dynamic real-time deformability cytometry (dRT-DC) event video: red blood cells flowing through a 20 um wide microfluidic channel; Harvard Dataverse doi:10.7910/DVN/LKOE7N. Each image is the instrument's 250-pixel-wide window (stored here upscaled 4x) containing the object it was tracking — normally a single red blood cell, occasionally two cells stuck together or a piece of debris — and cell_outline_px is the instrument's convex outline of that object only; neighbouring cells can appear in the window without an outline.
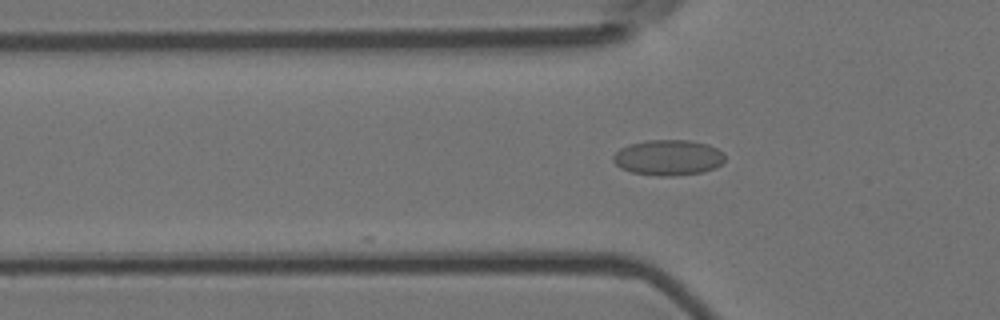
{"species": "Egyptian fruit bat (a non-hibernating species)", "species_latin": "Rousettus aegyptiacus", "temperature_condition": "room temperature", "stored_images_in_passage": 4, "camera_frame_rate_fps": 3000, "um_per_image_px": 0.085, "animal": {"sex": "female"}, "frame": {"image": 1, "passage_image": 4, "time_ms": 1.0, "image_size_px": [1000, 320], "cell_outline_px": [[724, 160], [720, 164], [704, 172], [672, 176], [660, 176], [632, 172], [620, 168], [612, 160], [612, 156], [620, 148], [628, 144], [648, 140], [688, 140], [708, 144], [716, 148], [724, 156]], "centroid_in_image_um": [56.76, 13.39], "position_along_channel_um": 69.0, "area_um2": 23.06}}